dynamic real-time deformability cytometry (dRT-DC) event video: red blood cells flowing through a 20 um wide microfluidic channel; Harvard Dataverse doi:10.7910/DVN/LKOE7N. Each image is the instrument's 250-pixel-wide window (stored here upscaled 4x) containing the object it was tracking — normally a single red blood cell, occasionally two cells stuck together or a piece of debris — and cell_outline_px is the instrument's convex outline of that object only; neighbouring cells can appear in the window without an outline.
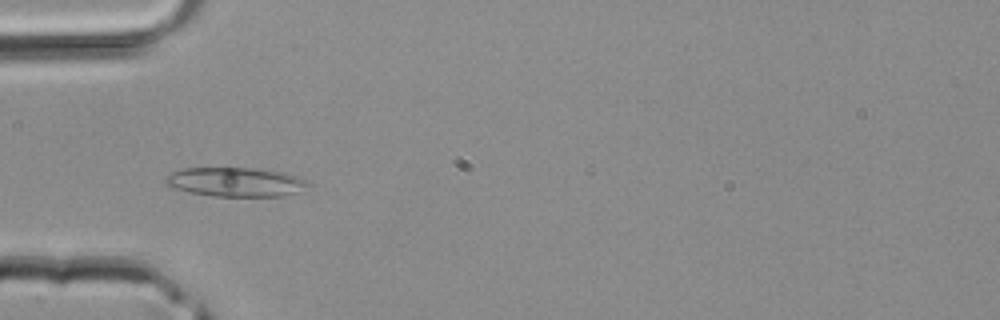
{"species": "common noctule bat (a hibernating species)", "species_latin": "Nyctalus noctula", "temperature_condition": "room temperature", "stored_images_in_passage": 41, "camera_frame_rate_fps": 3000, "um_per_image_px": 0.085, "animal": {"sex": "male", "body_mass_g": 20.4}, "frame": {"image": 1, "passage_image": 13, "time_ms": 4.0, "image_size_px": [1000, 320], "cell_outline_px": [[312, 184], [296, 192], [284, 196], [212, 196], [188, 192], [164, 184], [164, 180], [172, 172], [184, 168], [252, 168], [284, 172], [296, 176]], "centroid_in_image_um": [20.01, 15.47], "position_along_channel_um": 65.0, "area_um2": 24.1}}
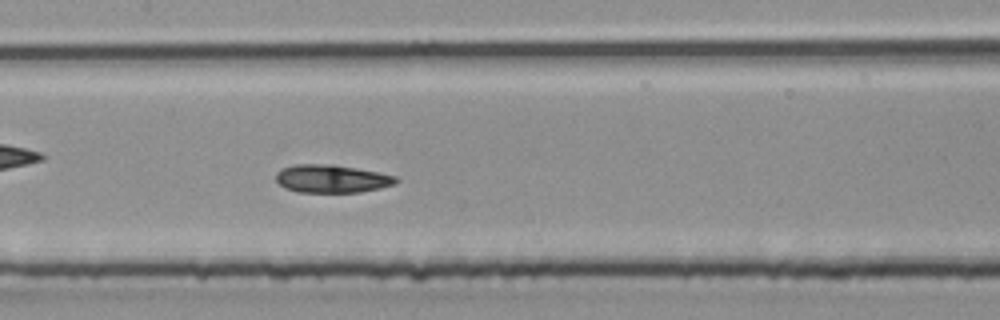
{"frame": {"image": 2, "passage_image": 20, "time_ms": 6.333, "image_size_px": [1000, 320], "cell_outline_px": [[400, 180], [396, 184], [380, 188], [360, 192], [296, 192], [284, 188], [276, 180], [276, 172], [280, 168], [296, 164], [332, 164], [356, 168], [396, 176]], "centroid_in_image_um": [28.18, 15.19], "position_along_channel_um": 179.2, "area_um2": 19.71}}
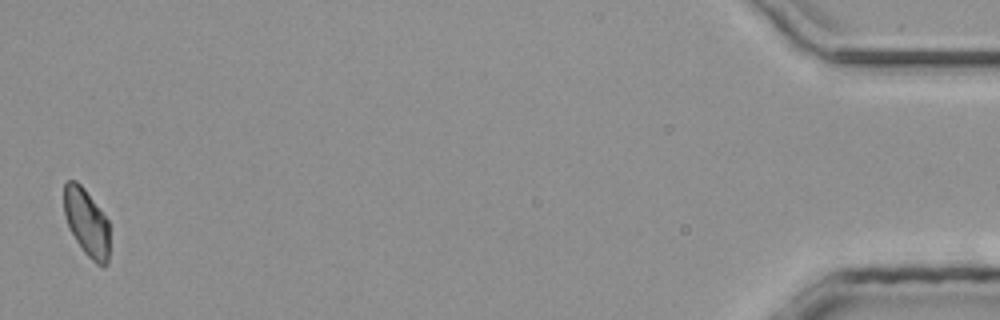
{"frame": {"image": 3, "passage_image": 41, "time_ms": 13.333, "image_size_px": [1000, 320], "cell_outline_px": [[108, 264], [104, 268], [100, 268], [84, 252], [76, 240], [68, 224], [64, 212], [64, 184], [68, 180], [76, 180], [84, 188], [100, 208], [108, 220]], "centroid_in_image_um": [7.37, 18.92], "position_along_channel_um": 427.8, "area_um2": 17.86}}